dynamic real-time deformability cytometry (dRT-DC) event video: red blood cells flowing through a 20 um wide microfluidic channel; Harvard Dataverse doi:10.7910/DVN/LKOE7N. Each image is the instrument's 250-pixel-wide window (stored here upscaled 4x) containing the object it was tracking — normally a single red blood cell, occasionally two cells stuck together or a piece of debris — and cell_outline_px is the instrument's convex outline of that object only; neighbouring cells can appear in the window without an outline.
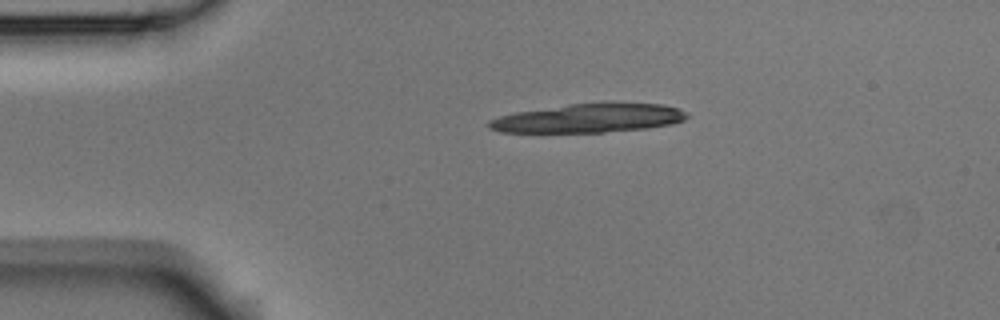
{"species": "Egyptian fruit bat (a non-hibernating species)", "species_latin": "Rousettus aegyptiacus", "temperature_condition": "room temperature", "stored_images_in_passage": 30, "camera_frame_rate_fps": 3000, "um_per_image_px": 0.085, "animal": {"sex": "male"}, "frame": {"image": 1, "passage_image": 1, "time_ms": 0.0, "image_size_px": [1000, 320], "cell_outline_px": [[688, 116], [684, 120], [672, 124], [648, 128], [604, 132], [500, 132], [488, 128], [488, 120], [500, 116], [516, 112], [568, 104], [660, 104], [680, 108], [688, 112]], "centroid_in_image_um": [50.04, 10.06], "position_along_channel_um": 35.0, "area_um2": 32.83}}